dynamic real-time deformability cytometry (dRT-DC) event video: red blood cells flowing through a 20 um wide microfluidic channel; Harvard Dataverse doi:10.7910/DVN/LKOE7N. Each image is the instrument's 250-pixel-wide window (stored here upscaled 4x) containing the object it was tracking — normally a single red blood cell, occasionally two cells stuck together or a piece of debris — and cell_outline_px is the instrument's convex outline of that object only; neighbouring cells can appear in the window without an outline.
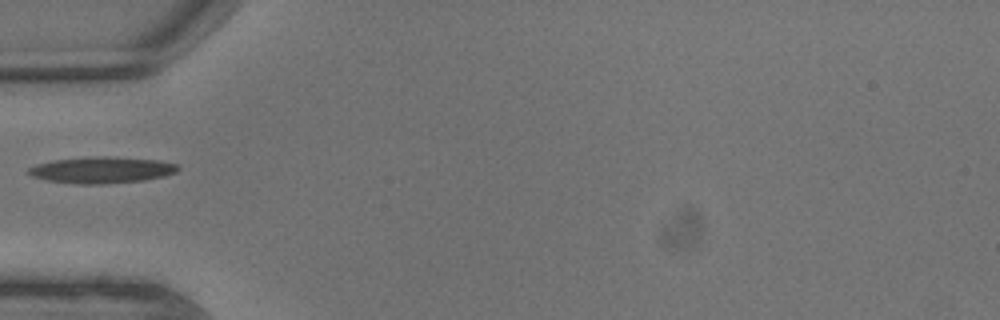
{"species": "common noctule bat (a hibernating species)", "species_latin": "Nyctalus noctula", "temperature_condition": "warm", "stored_images_in_passage": 4, "camera_frame_rate_fps": 3000, "um_per_image_px": 0.085, "animal": {"sex": "male", "body_mass_g": 13.3}, "frame": {"image": 1, "passage_image": 1, "time_ms": 0.0, "image_size_px": [1000, 320], "cell_outline_px": [[180, 168], [176, 172], [164, 176], [144, 180], [100, 184], [76, 184], [48, 180], [32, 176], [28, 172], [28, 168], [36, 164], [52, 160], [96, 156], [104, 156], [160, 160], [180, 164]], "centroid_in_image_um": [8.68, 14.44], "position_along_channel_um": 76.3, "area_um2": 23.0}}
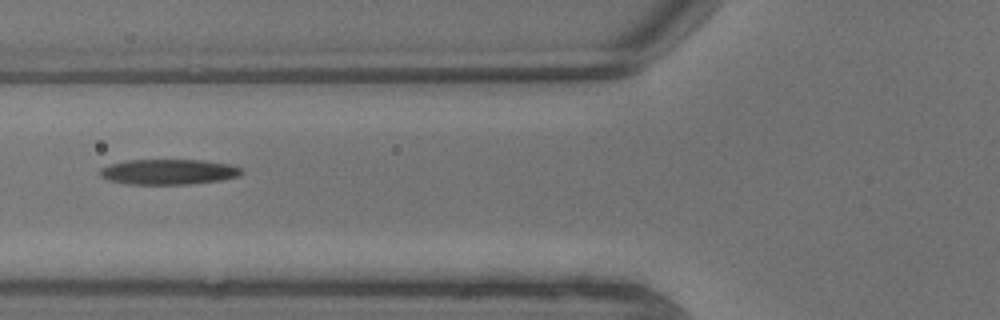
{"frame": {"image": 2, "passage_image": 2, "time_ms": 0.333, "image_size_px": [1000, 320], "cell_outline_px": [[244, 172], [240, 176], [220, 180], [188, 184], [128, 184], [108, 180], [100, 176], [100, 168], [108, 164], [128, 160], [204, 160], [228, 164], [244, 168]], "centroid_in_image_um": [14.34, 14.6], "position_along_channel_um": 111.5, "area_um2": 21.04}}
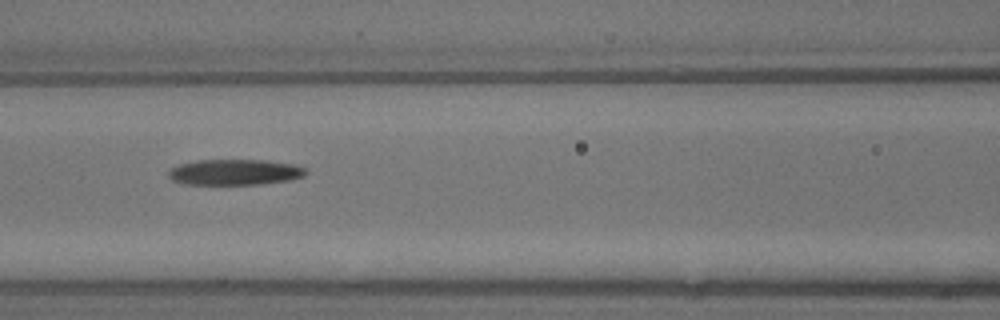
{"frame": {"image": 3, "passage_image": 3, "time_ms": 0.667, "image_size_px": [1000, 320], "cell_outline_px": [[308, 172], [304, 176], [288, 180], [260, 184], [184, 184], [172, 180], [168, 176], [168, 172], [172, 168], [180, 164], [196, 160], [264, 160], [292, 164], [308, 168]], "centroid_in_image_um": [19.97, 14.63], "position_along_channel_um": 146.6, "area_um2": 20.58}}